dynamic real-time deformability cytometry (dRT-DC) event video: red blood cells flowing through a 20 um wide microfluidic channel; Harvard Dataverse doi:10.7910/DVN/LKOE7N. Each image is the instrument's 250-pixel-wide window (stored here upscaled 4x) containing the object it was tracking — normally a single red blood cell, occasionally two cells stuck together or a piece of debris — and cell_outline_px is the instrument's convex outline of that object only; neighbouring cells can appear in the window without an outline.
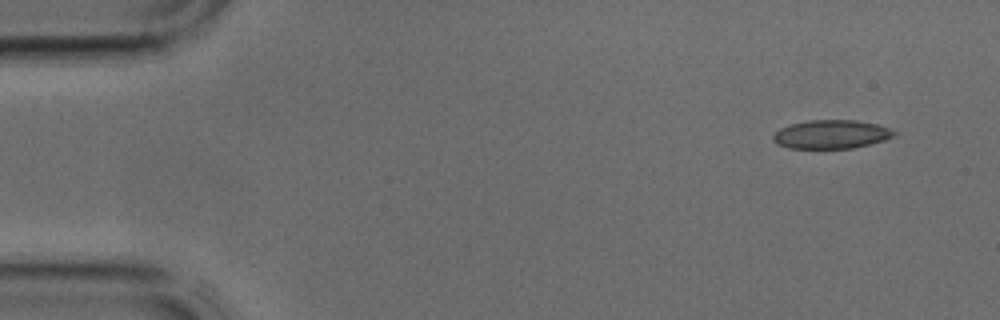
{"species": "common noctule bat (a hibernating species)", "species_latin": "Nyctalus noctula", "temperature_condition": "cold", "stored_images_in_passage": 3, "camera_frame_rate_fps": 3000, "um_per_image_px": 0.085, "animal": {"sex": "male", "body_mass_g": 17.9, "forearm_length_mm": 54.2}, "frame": {"image": 1, "passage_image": 1, "time_ms": 0.0, "image_size_px": [1000, 320], "cell_outline_px": [[900, 132], [896, 136], [884, 140], [852, 148], [788, 148], [776, 144], [772, 140], [772, 136], [780, 128], [792, 124], [808, 120], [856, 120], [876, 124], [892, 128]], "centroid_in_image_um": [70.69, 11.41], "position_along_channel_um": 14.3, "area_um2": 20.35}}
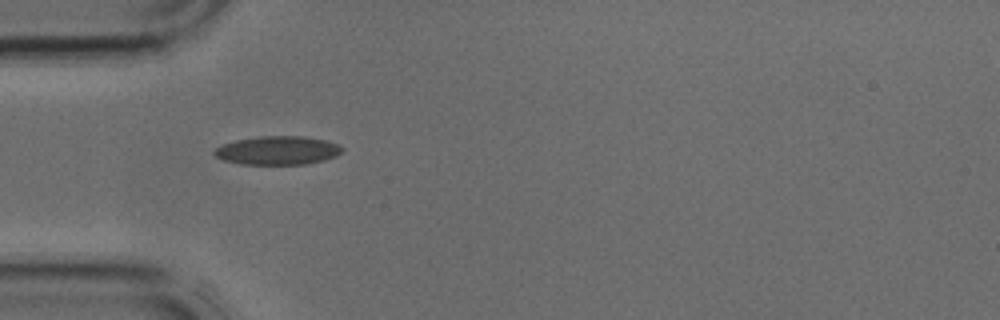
{"frame": {"image": 2, "passage_image": 3, "time_ms": 0.667, "image_size_px": [1000, 320], "cell_outline_px": [[344, 148], [336, 156], [324, 160], [304, 164], [240, 164], [224, 160], [216, 156], [212, 152], [216, 148], [224, 144], [236, 140], [260, 136], [304, 136], [324, 140], [336, 144]], "centroid_in_image_um": [23.59, 12.78], "position_along_channel_um": 61.4, "area_um2": 21.1}}